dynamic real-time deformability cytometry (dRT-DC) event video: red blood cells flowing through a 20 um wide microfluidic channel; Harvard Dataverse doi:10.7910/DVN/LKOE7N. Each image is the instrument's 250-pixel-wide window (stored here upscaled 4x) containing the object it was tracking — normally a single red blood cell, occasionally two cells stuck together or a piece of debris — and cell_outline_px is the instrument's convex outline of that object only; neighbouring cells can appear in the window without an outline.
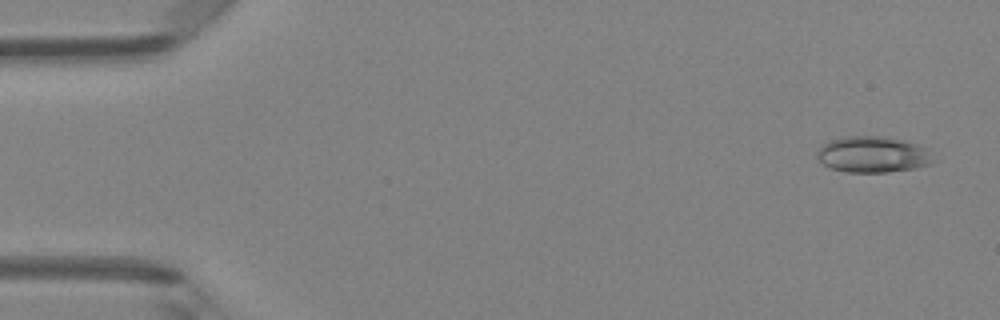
{"species": "Egyptian fruit bat (a non-hibernating species)", "species_latin": "Rousettus aegyptiacus", "temperature_condition": "room temperature", "stored_images_in_passage": 4, "camera_frame_rate_fps": 3000, "um_per_image_px": 0.085, "animal": {"sex": "female"}, "frame": {"image": 1, "passage_image": 1, "time_ms": 0.0, "image_size_px": [1000, 320], "cell_outline_px": [[936, 160], [932, 164], [912, 168], [888, 172], [844, 172], [832, 168], [824, 164], [816, 156], [816, 152], [824, 144], [832, 140], [844, 136], [888, 136], [904, 140], [928, 148]], "centroid_in_image_um": [74.24, 13.12], "position_along_channel_um": 10.8, "area_um2": 24.62}}
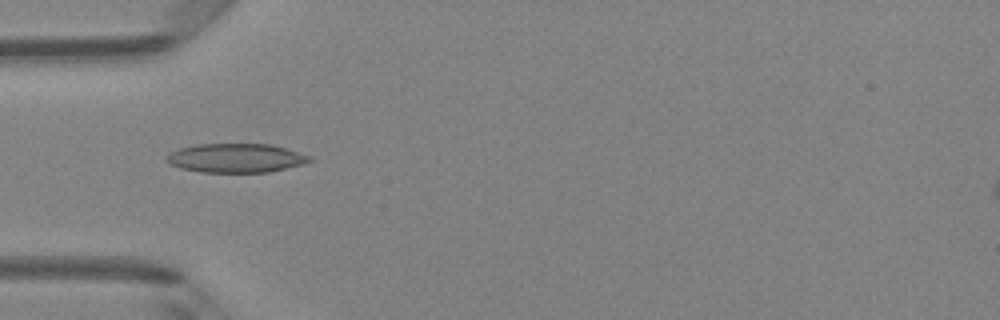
{"frame": {"image": 2, "passage_image": 4, "time_ms": 1.0, "image_size_px": [1000, 320], "cell_outline_px": [[316, 160], [304, 164], [268, 172], [200, 172], [180, 168], [164, 160], [172, 152], [180, 148], [196, 144], [272, 144], [312, 156]], "centroid_in_image_um": [20.11, 13.43], "position_along_channel_um": 64.9, "area_um2": 24.22}}